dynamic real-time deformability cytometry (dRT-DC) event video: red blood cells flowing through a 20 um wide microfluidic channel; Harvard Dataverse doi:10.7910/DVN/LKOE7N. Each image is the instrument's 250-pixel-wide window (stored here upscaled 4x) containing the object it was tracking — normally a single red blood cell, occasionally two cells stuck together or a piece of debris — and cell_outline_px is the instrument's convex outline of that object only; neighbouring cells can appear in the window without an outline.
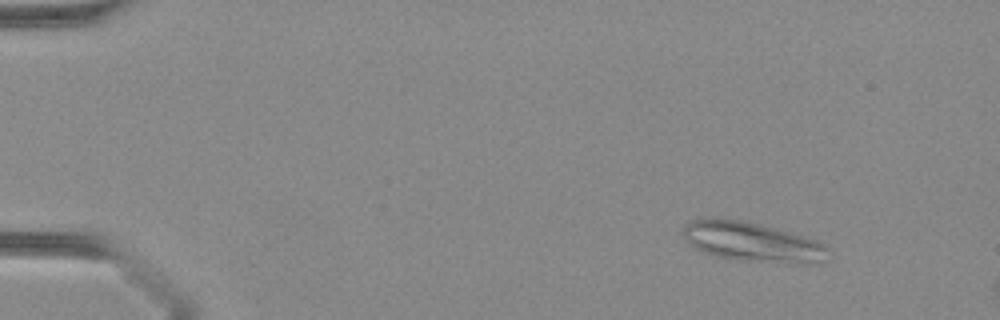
{"species": "Egyptian fruit bat (a non-hibernating species)", "species_latin": "Rousettus aegyptiacus", "temperature_condition": "warm", "stored_images_in_passage": 6, "camera_frame_rate_fps": 3000, "um_per_image_px": 0.085, "animal": {"sex": "female"}, "frame": {"image": 1, "passage_image": 1, "time_ms": 0.0, "image_size_px": [1000, 320], "cell_outline_px": [[832, 256], [820, 264], [792, 264], [740, 260], [716, 256], [704, 252], [696, 248], [684, 236], [684, 224], [692, 220], [712, 216], [720, 216], [760, 224], [776, 228], [816, 240], [824, 244], [828, 248]], "centroid_in_image_um": [64.02, 20.57], "position_along_channel_um": 21.0, "area_um2": 34.04}}